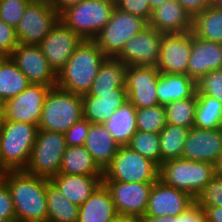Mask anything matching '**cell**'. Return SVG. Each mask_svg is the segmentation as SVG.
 I'll return each instance as SVG.
<instances>
[{
    "mask_svg": "<svg viewBox=\"0 0 222 222\" xmlns=\"http://www.w3.org/2000/svg\"><path fill=\"white\" fill-rule=\"evenodd\" d=\"M58 20L59 14L48 0H32L15 28L19 44L39 45Z\"/></svg>",
    "mask_w": 222,
    "mask_h": 222,
    "instance_id": "cell-10",
    "label": "cell"
},
{
    "mask_svg": "<svg viewBox=\"0 0 222 222\" xmlns=\"http://www.w3.org/2000/svg\"><path fill=\"white\" fill-rule=\"evenodd\" d=\"M201 207H222V177L214 176L201 193L195 198Z\"/></svg>",
    "mask_w": 222,
    "mask_h": 222,
    "instance_id": "cell-38",
    "label": "cell"
},
{
    "mask_svg": "<svg viewBox=\"0 0 222 222\" xmlns=\"http://www.w3.org/2000/svg\"><path fill=\"white\" fill-rule=\"evenodd\" d=\"M83 117L82 95L51 87L45 97L38 129L65 133Z\"/></svg>",
    "mask_w": 222,
    "mask_h": 222,
    "instance_id": "cell-5",
    "label": "cell"
},
{
    "mask_svg": "<svg viewBox=\"0 0 222 222\" xmlns=\"http://www.w3.org/2000/svg\"><path fill=\"white\" fill-rule=\"evenodd\" d=\"M8 56L5 54H0V66L2 64V62L7 58Z\"/></svg>",
    "mask_w": 222,
    "mask_h": 222,
    "instance_id": "cell-56",
    "label": "cell"
},
{
    "mask_svg": "<svg viewBox=\"0 0 222 222\" xmlns=\"http://www.w3.org/2000/svg\"><path fill=\"white\" fill-rule=\"evenodd\" d=\"M127 66L120 60L107 57L87 93L113 92V89L125 86Z\"/></svg>",
    "mask_w": 222,
    "mask_h": 222,
    "instance_id": "cell-29",
    "label": "cell"
},
{
    "mask_svg": "<svg viewBox=\"0 0 222 222\" xmlns=\"http://www.w3.org/2000/svg\"><path fill=\"white\" fill-rule=\"evenodd\" d=\"M129 148L160 165L159 133L137 131L127 145Z\"/></svg>",
    "mask_w": 222,
    "mask_h": 222,
    "instance_id": "cell-36",
    "label": "cell"
},
{
    "mask_svg": "<svg viewBox=\"0 0 222 222\" xmlns=\"http://www.w3.org/2000/svg\"><path fill=\"white\" fill-rule=\"evenodd\" d=\"M214 170L216 176L222 177V153L214 164Z\"/></svg>",
    "mask_w": 222,
    "mask_h": 222,
    "instance_id": "cell-51",
    "label": "cell"
},
{
    "mask_svg": "<svg viewBox=\"0 0 222 222\" xmlns=\"http://www.w3.org/2000/svg\"><path fill=\"white\" fill-rule=\"evenodd\" d=\"M90 122L84 117L74 123L65 133V140L67 146L84 145L88 135Z\"/></svg>",
    "mask_w": 222,
    "mask_h": 222,
    "instance_id": "cell-42",
    "label": "cell"
},
{
    "mask_svg": "<svg viewBox=\"0 0 222 222\" xmlns=\"http://www.w3.org/2000/svg\"><path fill=\"white\" fill-rule=\"evenodd\" d=\"M191 32L198 38L222 44V10L210 6L195 15Z\"/></svg>",
    "mask_w": 222,
    "mask_h": 222,
    "instance_id": "cell-31",
    "label": "cell"
},
{
    "mask_svg": "<svg viewBox=\"0 0 222 222\" xmlns=\"http://www.w3.org/2000/svg\"><path fill=\"white\" fill-rule=\"evenodd\" d=\"M5 122V110L3 103L0 102V130L2 129Z\"/></svg>",
    "mask_w": 222,
    "mask_h": 222,
    "instance_id": "cell-53",
    "label": "cell"
},
{
    "mask_svg": "<svg viewBox=\"0 0 222 222\" xmlns=\"http://www.w3.org/2000/svg\"><path fill=\"white\" fill-rule=\"evenodd\" d=\"M184 7L192 18L211 6V0H176Z\"/></svg>",
    "mask_w": 222,
    "mask_h": 222,
    "instance_id": "cell-46",
    "label": "cell"
},
{
    "mask_svg": "<svg viewBox=\"0 0 222 222\" xmlns=\"http://www.w3.org/2000/svg\"><path fill=\"white\" fill-rule=\"evenodd\" d=\"M37 131V125L5 120L0 130V161L6 171L26 169Z\"/></svg>",
    "mask_w": 222,
    "mask_h": 222,
    "instance_id": "cell-3",
    "label": "cell"
},
{
    "mask_svg": "<svg viewBox=\"0 0 222 222\" xmlns=\"http://www.w3.org/2000/svg\"><path fill=\"white\" fill-rule=\"evenodd\" d=\"M159 75L155 66H127L125 86L128 100L137 109L159 104L156 90Z\"/></svg>",
    "mask_w": 222,
    "mask_h": 222,
    "instance_id": "cell-13",
    "label": "cell"
},
{
    "mask_svg": "<svg viewBox=\"0 0 222 222\" xmlns=\"http://www.w3.org/2000/svg\"><path fill=\"white\" fill-rule=\"evenodd\" d=\"M197 95L192 98L176 100L165 106L167 124L190 129L194 127Z\"/></svg>",
    "mask_w": 222,
    "mask_h": 222,
    "instance_id": "cell-35",
    "label": "cell"
},
{
    "mask_svg": "<svg viewBox=\"0 0 222 222\" xmlns=\"http://www.w3.org/2000/svg\"><path fill=\"white\" fill-rule=\"evenodd\" d=\"M159 166L128 146H120L111 164L103 171V180L118 182H156Z\"/></svg>",
    "mask_w": 222,
    "mask_h": 222,
    "instance_id": "cell-8",
    "label": "cell"
},
{
    "mask_svg": "<svg viewBox=\"0 0 222 222\" xmlns=\"http://www.w3.org/2000/svg\"><path fill=\"white\" fill-rule=\"evenodd\" d=\"M192 16L178 1L169 0L152 10L148 26L162 34H179L192 31Z\"/></svg>",
    "mask_w": 222,
    "mask_h": 222,
    "instance_id": "cell-22",
    "label": "cell"
},
{
    "mask_svg": "<svg viewBox=\"0 0 222 222\" xmlns=\"http://www.w3.org/2000/svg\"><path fill=\"white\" fill-rule=\"evenodd\" d=\"M139 222H177V216L152 217L143 216L138 219Z\"/></svg>",
    "mask_w": 222,
    "mask_h": 222,
    "instance_id": "cell-49",
    "label": "cell"
},
{
    "mask_svg": "<svg viewBox=\"0 0 222 222\" xmlns=\"http://www.w3.org/2000/svg\"><path fill=\"white\" fill-rule=\"evenodd\" d=\"M196 95H208L222 102V69L211 71L197 81Z\"/></svg>",
    "mask_w": 222,
    "mask_h": 222,
    "instance_id": "cell-40",
    "label": "cell"
},
{
    "mask_svg": "<svg viewBox=\"0 0 222 222\" xmlns=\"http://www.w3.org/2000/svg\"><path fill=\"white\" fill-rule=\"evenodd\" d=\"M29 85L27 77L8 56L0 66V102L17 96Z\"/></svg>",
    "mask_w": 222,
    "mask_h": 222,
    "instance_id": "cell-32",
    "label": "cell"
},
{
    "mask_svg": "<svg viewBox=\"0 0 222 222\" xmlns=\"http://www.w3.org/2000/svg\"><path fill=\"white\" fill-rule=\"evenodd\" d=\"M156 90L159 105L165 107L173 101L194 97L197 82L187 74L160 73Z\"/></svg>",
    "mask_w": 222,
    "mask_h": 222,
    "instance_id": "cell-25",
    "label": "cell"
},
{
    "mask_svg": "<svg viewBox=\"0 0 222 222\" xmlns=\"http://www.w3.org/2000/svg\"><path fill=\"white\" fill-rule=\"evenodd\" d=\"M126 101V86L106 93H85L82 95L83 115L91 124H103Z\"/></svg>",
    "mask_w": 222,
    "mask_h": 222,
    "instance_id": "cell-21",
    "label": "cell"
},
{
    "mask_svg": "<svg viewBox=\"0 0 222 222\" xmlns=\"http://www.w3.org/2000/svg\"><path fill=\"white\" fill-rule=\"evenodd\" d=\"M115 7L121 11L141 17L149 22L152 10L149 0H115Z\"/></svg>",
    "mask_w": 222,
    "mask_h": 222,
    "instance_id": "cell-41",
    "label": "cell"
},
{
    "mask_svg": "<svg viewBox=\"0 0 222 222\" xmlns=\"http://www.w3.org/2000/svg\"><path fill=\"white\" fill-rule=\"evenodd\" d=\"M192 51V32L162 34L156 68L160 73L186 74Z\"/></svg>",
    "mask_w": 222,
    "mask_h": 222,
    "instance_id": "cell-17",
    "label": "cell"
},
{
    "mask_svg": "<svg viewBox=\"0 0 222 222\" xmlns=\"http://www.w3.org/2000/svg\"><path fill=\"white\" fill-rule=\"evenodd\" d=\"M220 69L222 44L198 38L192 33V51L186 74L197 82L209 72Z\"/></svg>",
    "mask_w": 222,
    "mask_h": 222,
    "instance_id": "cell-20",
    "label": "cell"
},
{
    "mask_svg": "<svg viewBox=\"0 0 222 222\" xmlns=\"http://www.w3.org/2000/svg\"><path fill=\"white\" fill-rule=\"evenodd\" d=\"M194 202L195 199L189 193L157 180L153 183L144 216H178Z\"/></svg>",
    "mask_w": 222,
    "mask_h": 222,
    "instance_id": "cell-18",
    "label": "cell"
},
{
    "mask_svg": "<svg viewBox=\"0 0 222 222\" xmlns=\"http://www.w3.org/2000/svg\"><path fill=\"white\" fill-rule=\"evenodd\" d=\"M136 110L137 108L128 100L103 123L120 146H127L137 132Z\"/></svg>",
    "mask_w": 222,
    "mask_h": 222,
    "instance_id": "cell-27",
    "label": "cell"
},
{
    "mask_svg": "<svg viewBox=\"0 0 222 222\" xmlns=\"http://www.w3.org/2000/svg\"><path fill=\"white\" fill-rule=\"evenodd\" d=\"M46 197L47 222H77L79 206L68 200L49 179Z\"/></svg>",
    "mask_w": 222,
    "mask_h": 222,
    "instance_id": "cell-30",
    "label": "cell"
},
{
    "mask_svg": "<svg viewBox=\"0 0 222 222\" xmlns=\"http://www.w3.org/2000/svg\"><path fill=\"white\" fill-rule=\"evenodd\" d=\"M60 174L103 176V171L94 162L84 145L67 146L59 169Z\"/></svg>",
    "mask_w": 222,
    "mask_h": 222,
    "instance_id": "cell-28",
    "label": "cell"
},
{
    "mask_svg": "<svg viewBox=\"0 0 222 222\" xmlns=\"http://www.w3.org/2000/svg\"><path fill=\"white\" fill-rule=\"evenodd\" d=\"M32 0H0V19L14 29L22 19L26 6Z\"/></svg>",
    "mask_w": 222,
    "mask_h": 222,
    "instance_id": "cell-39",
    "label": "cell"
},
{
    "mask_svg": "<svg viewBox=\"0 0 222 222\" xmlns=\"http://www.w3.org/2000/svg\"><path fill=\"white\" fill-rule=\"evenodd\" d=\"M211 6L222 10V0H211Z\"/></svg>",
    "mask_w": 222,
    "mask_h": 222,
    "instance_id": "cell-54",
    "label": "cell"
},
{
    "mask_svg": "<svg viewBox=\"0 0 222 222\" xmlns=\"http://www.w3.org/2000/svg\"><path fill=\"white\" fill-rule=\"evenodd\" d=\"M30 84L55 87L57 74L50 67L39 45L18 44L10 55Z\"/></svg>",
    "mask_w": 222,
    "mask_h": 222,
    "instance_id": "cell-15",
    "label": "cell"
},
{
    "mask_svg": "<svg viewBox=\"0 0 222 222\" xmlns=\"http://www.w3.org/2000/svg\"><path fill=\"white\" fill-rule=\"evenodd\" d=\"M0 222H18L16 218H0Z\"/></svg>",
    "mask_w": 222,
    "mask_h": 222,
    "instance_id": "cell-55",
    "label": "cell"
},
{
    "mask_svg": "<svg viewBox=\"0 0 222 222\" xmlns=\"http://www.w3.org/2000/svg\"><path fill=\"white\" fill-rule=\"evenodd\" d=\"M67 148L64 133L38 129L25 171L47 179L59 173Z\"/></svg>",
    "mask_w": 222,
    "mask_h": 222,
    "instance_id": "cell-7",
    "label": "cell"
},
{
    "mask_svg": "<svg viewBox=\"0 0 222 222\" xmlns=\"http://www.w3.org/2000/svg\"><path fill=\"white\" fill-rule=\"evenodd\" d=\"M103 183L110 191L118 214L131 219L144 216L154 182L128 183L103 180Z\"/></svg>",
    "mask_w": 222,
    "mask_h": 222,
    "instance_id": "cell-11",
    "label": "cell"
},
{
    "mask_svg": "<svg viewBox=\"0 0 222 222\" xmlns=\"http://www.w3.org/2000/svg\"><path fill=\"white\" fill-rule=\"evenodd\" d=\"M148 27V22L138 16L114 8L110 21L93 39L106 57L115 58L124 44Z\"/></svg>",
    "mask_w": 222,
    "mask_h": 222,
    "instance_id": "cell-9",
    "label": "cell"
},
{
    "mask_svg": "<svg viewBox=\"0 0 222 222\" xmlns=\"http://www.w3.org/2000/svg\"><path fill=\"white\" fill-rule=\"evenodd\" d=\"M167 1H169V0H149L151 10L161 6L164 2H167Z\"/></svg>",
    "mask_w": 222,
    "mask_h": 222,
    "instance_id": "cell-52",
    "label": "cell"
},
{
    "mask_svg": "<svg viewBox=\"0 0 222 222\" xmlns=\"http://www.w3.org/2000/svg\"><path fill=\"white\" fill-rule=\"evenodd\" d=\"M107 57L94 40H83L57 73L56 86L71 93H87Z\"/></svg>",
    "mask_w": 222,
    "mask_h": 222,
    "instance_id": "cell-2",
    "label": "cell"
},
{
    "mask_svg": "<svg viewBox=\"0 0 222 222\" xmlns=\"http://www.w3.org/2000/svg\"><path fill=\"white\" fill-rule=\"evenodd\" d=\"M207 222H222V207H205Z\"/></svg>",
    "mask_w": 222,
    "mask_h": 222,
    "instance_id": "cell-48",
    "label": "cell"
},
{
    "mask_svg": "<svg viewBox=\"0 0 222 222\" xmlns=\"http://www.w3.org/2000/svg\"><path fill=\"white\" fill-rule=\"evenodd\" d=\"M222 153L221 129H189L182 159L215 164Z\"/></svg>",
    "mask_w": 222,
    "mask_h": 222,
    "instance_id": "cell-19",
    "label": "cell"
},
{
    "mask_svg": "<svg viewBox=\"0 0 222 222\" xmlns=\"http://www.w3.org/2000/svg\"><path fill=\"white\" fill-rule=\"evenodd\" d=\"M18 44L15 29L0 19V52L10 56Z\"/></svg>",
    "mask_w": 222,
    "mask_h": 222,
    "instance_id": "cell-43",
    "label": "cell"
},
{
    "mask_svg": "<svg viewBox=\"0 0 222 222\" xmlns=\"http://www.w3.org/2000/svg\"><path fill=\"white\" fill-rule=\"evenodd\" d=\"M0 218H16L14 205L7 184L0 178Z\"/></svg>",
    "mask_w": 222,
    "mask_h": 222,
    "instance_id": "cell-44",
    "label": "cell"
},
{
    "mask_svg": "<svg viewBox=\"0 0 222 222\" xmlns=\"http://www.w3.org/2000/svg\"><path fill=\"white\" fill-rule=\"evenodd\" d=\"M177 222H207V220L203 208L194 202L185 212L177 216Z\"/></svg>",
    "mask_w": 222,
    "mask_h": 222,
    "instance_id": "cell-45",
    "label": "cell"
},
{
    "mask_svg": "<svg viewBox=\"0 0 222 222\" xmlns=\"http://www.w3.org/2000/svg\"><path fill=\"white\" fill-rule=\"evenodd\" d=\"M222 102L208 95H197L194 127L198 129H220Z\"/></svg>",
    "mask_w": 222,
    "mask_h": 222,
    "instance_id": "cell-34",
    "label": "cell"
},
{
    "mask_svg": "<svg viewBox=\"0 0 222 222\" xmlns=\"http://www.w3.org/2000/svg\"><path fill=\"white\" fill-rule=\"evenodd\" d=\"M73 204L81 206L103 182V176L65 175L49 179Z\"/></svg>",
    "mask_w": 222,
    "mask_h": 222,
    "instance_id": "cell-24",
    "label": "cell"
},
{
    "mask_svg": "<svg viewBox=\"0 0 222 222\" xmlns=\"http://www.w3.org/2000/svg\"><path fill=\"white\" fill-rule=\"evenodd\" d=\"M188 132L189 129L185 127L166 124L159 133L160 164L166 160L181 158Z\"/></svg>",
    "mask_w": 222,
    "mask_h": 222,
    "instance_id": "cell-33",
    "label": "cell"
},
{
    "mask_svg": "<svg viewBox=\"0 0 222 222\" xmlns=\"http://www.w3.org/2000/svg\"><path fill=\"white\" fill-rule=\"evenodd\" d=\"M51 86L30 84L17 96L6 100L4 105L5 120L37 125L42 116L45 97Z\"/></svg>",
    "mask_w": 222,
    "mask_h": 222,
    "instance_id": "cell-12",
    "label": "cell"
},
{
    "mask_svg": "<svg viewBox=\"0 0 222 222\" xmlns=\"http://www.w3.org/2000/svg\"><path fill=\"white\" fill-rule=\"evenodd\" d=\"M117 214L110 191L102 182L79 206L77 222H107Z\"/></svg>",
    "mask_w": 222,
    "mask_h": 222,
    "instance_id": "cell-26",
    "label": "cell"
},
{
    "mask_svg": "<svg viewBox=\"0 0 222 222\" xmlns=\"http://www.w3.org/2000/svg\"><path fill=\"white\" fill-rule=\"evenodd\" d=\"M115 8L113 0H83L65 9L59 19L85 40H93L110 21Z\"/></svg>",
    "mask_w": 222,
    "mask_h": 222,
    "instance_id": "cell-6",
    "label": "cell"
},
{
    "mask_svg": "<svg viewBox=\"0 0 222 222\" xmlns=\"http://www.w3.org/2000/svg\"><path fill=\"white\" fill-rule=\"evenodd\" d=\"M84 146L102 171L111 164L120 147L103 124H90Z\"/></svg>",
    "mask_w": 222,
    "mask_h": 222,
    "instance_id": "cell-23",
    "label": "cell"
},
{
    "mask_svg": "<svg viewBox=\"0 0 222 222\" xmlns=\"http://www.w3.org/2000/svg\"><path fill=\"white\" fill-rule=\"evenodd\" d=\"M162 33L150 26L128 40L115 57L126 66H155L158 63Z\"/></svg>",
    "mask_w": 222,
    "mask_h": 222,
    "instance_id": "cell-16",
    "label": "cell"
},
{
    "mask_svg": "<svg viewBox=\"0 0 222 222\" xmlns=\"http://www.w3.org/2000/svg\"><path fill=\"white\" fill-rule=\"evenodd\" d=\"M84 39L67 27L60 19L39 44L50 67L57 74L67 63Z\"/></svg>",
    "mask_w": 222,
    "mask_h": 222,
    "instance_id": "cell-14",
    "label": "cell"
},
{
    "mask_svg": "<svg viewBox=\"0 0 222 222\" xmlns=\"http://www.w3.org/2000/svg\"><path fill=\"white\" fill-rule=\"evenodd\" d=\"M215 176L214 165L182 158L170 159L159 165L158 180L183 190L194 199Z\"/></svg>",
    "mask_w": 222,
    "mask_h": 222,
    "instance_id": "cell-4",
    "label": "cell"
},
{
    "mask_svg": "<svg viewBox=\"0 0 222 222\" xmlns=\"http://www.w3.org/2000/svg\"><path fill=\"white\" fill-rule=\"evenodd\" d=\"M49 4L58 12L60 15L65 9L77 5L83 0H48Z\"/></svg>",
    "mask_w": 222,
    "mask_h": 222,
    "instance_id": "cell-47",
    "label": "cell"
},
{
    "mask_svg": "<svg viewBox=\"0 0 222 222\" xmlns=\"http://www.w3.org/2000/svg\"><path fill=\"white\" fill-rule=\"evenodd\" d=\"M5 172H6V170L3 168L1 161H0V178Z\"/></svg>",
    "mask_w": 222,
    "mask_h": 222,
    "instance_id": "cell-57",
    "label": "cell"
},
{
    "mask_svg": "<svg viewBox=\"0 0 222 222\" xmlns=\"http://www.w3.org/2000/svg\"><path fill=\"white\" fill-rule=\"evenodd\" d=\"M137 131L160 133L166 126L165 107L156 105L136 110Z\"/></svg>",
    "mask_w": 222,
    "mask_h": 222,
    "instance_id": "cell-37",
    "label": "cell"
},
{
    "mask_svg": "<svg viewBox=\"0 0 222 222\" xmlns=\"http://www.w3.org/2000/svg\"><path fill=\"white\" fill-rule=\"evenodd\" d=\"M107 222H139L138 219H131L125 215L117 214Z\"/></svg>",
    "mask_w": 222,
    "mask_h": 222,
    "instance_id": "cell-50",
    "label": "cell"
},
{
    "mask_svg": "<svg viewBox=\"0 0 222 222\" xmlns=\"http://www.w3.org/2000/svg\"><path fill=\"white\" fill-rule=\"evenodd\" d=\"M1 179L10 190L18 222H47V178L19 170L6 171Z\"/></svg>",
    "mask_w": 222,
    "mask_h": 222,
    "instance_id": "cell-1",
    "label": "cell"
}]
</instances>
